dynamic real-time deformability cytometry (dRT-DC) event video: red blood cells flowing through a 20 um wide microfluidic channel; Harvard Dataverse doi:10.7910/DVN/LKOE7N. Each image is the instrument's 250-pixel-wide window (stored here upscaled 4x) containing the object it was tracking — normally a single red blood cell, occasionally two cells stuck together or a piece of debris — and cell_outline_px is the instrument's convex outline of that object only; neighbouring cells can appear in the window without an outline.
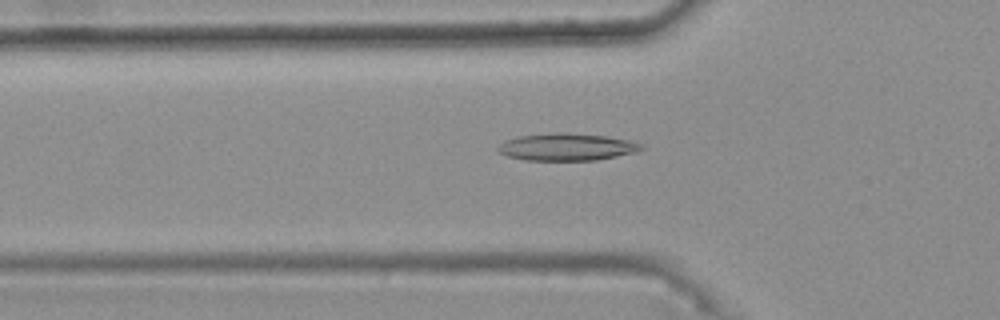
{"species": "common noctule bat (a hibernating species)", "species_latin": "Nyctalus noctula", "temperature_condition": "warm", "stored_images_in_passage": 41, "camera_frame_rate_fps": 3000, "um_per_image_px": 0.085, "animal": {"sex": "female", "body_mass_g": 25.1}, "frame": {"image": 1, "passage_image": 11, "time_ms": 3.333, "image_size_px": [1000, 320], "cell_outline_px": [[644, 148], [636, 152], [596, 160], [524, 160], [508, 156], [500, 152], [496, 148], [504, 140], [520, 136], [556, 132], [568, 132], [604, 136], [628, 140], [640, 144]], "centroid_in_image_um": [48.15, 12.49], "position_along_channel_um": 77.7, "area_um2": 22.6}}
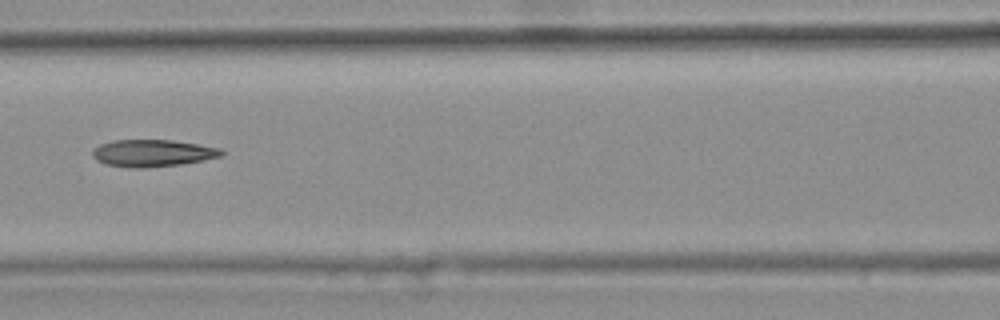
{"frame": {"image": 2, "passage_image": 17, "time_ms": 5.333, "image_size_px": [1000, 320], "cell_outline_px": [[224, 156], [180, 164], [140, 168], [136, 168], [104, 164], [96, 160], [92, 156], [92, 152], [100, 144], [112, 140], [172, 140], [220, 148], [224, 152]], "centroid_in_image_um": [12.96, 13.01], "position_along_channel_um": 153.6, "area_um2": 20.17}}
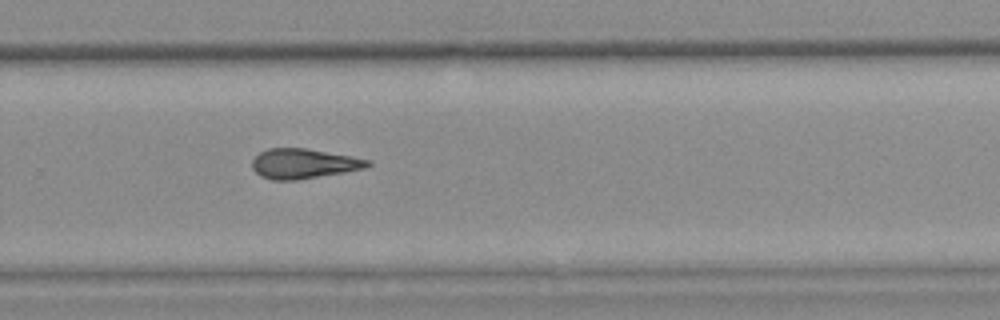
{"frame": {"image": 3, "passage_image": 29, "time_ms": 9.333, "image_size_px": [1000, 320], "cell_outline_px": [[372, 164], [364, 168], [344, 172], [296, 180], [272, 180], [260, 176], [252, 168], [252, 160], [260, 152], [268, 148], [304, 148], [352, 156], [372, 160]], "centroid_in_image_um": [25.8, 13.91], "position_along_channel_um": 304.0, "area_um2": 20.06}, "authors_computed_cell_mechanics": {"area_um2": 20.1144, "velocity_mm_per_s": 3.7685, "shape_relaxation_time_tau1_ms": null, "shape_relaxation_time_tau2_ms": 5.7436, "deformation_change_tau1": null, "deformation_change_tau2": 0.1808}}